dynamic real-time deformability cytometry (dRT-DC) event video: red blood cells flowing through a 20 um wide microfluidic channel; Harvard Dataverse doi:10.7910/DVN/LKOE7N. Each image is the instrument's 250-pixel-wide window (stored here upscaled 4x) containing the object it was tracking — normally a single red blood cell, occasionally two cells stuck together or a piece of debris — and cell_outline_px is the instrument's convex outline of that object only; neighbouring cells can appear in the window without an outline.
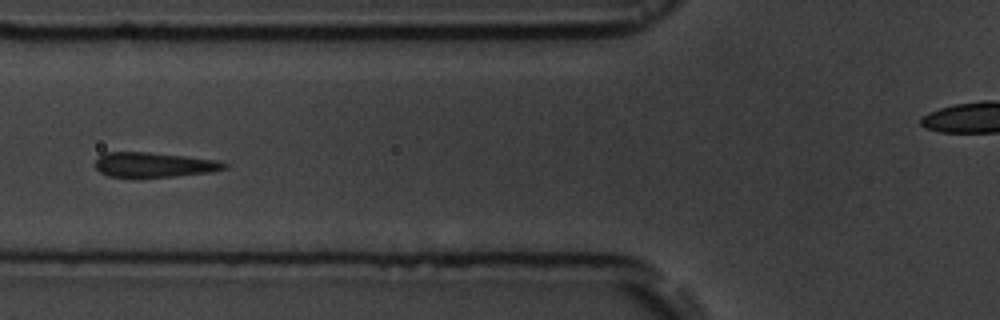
{"species": "common noctule bat (a hibernating species)", "species_latin": "Nyctalus noctula", "temperature_condition": "room temperature", "stored_images_in_passage": 16, "camera_frame_rate_fps": 3000, "um_per_image_px": 0.085, "animal": {"sex": "male", "body_mass_g": 19.5, "forearm_length_mm": 54.6}, "frame": {"image": 1, "passage_image": 5, "time_ms": 5.667, "image_size_px": [1000, 320], "cell_outline_px": [[228, 168], [212, 172], [176, 176], [108, 176], [100, 172], [96, 168], [96, 160], [104, 152], [148, 152], [188, 156], [216, 160], [228, 164]], "centroid_in_image_um": [13.14, 13.99], "position_along_channel_um": 112.7, "area_um2": 18.5}}
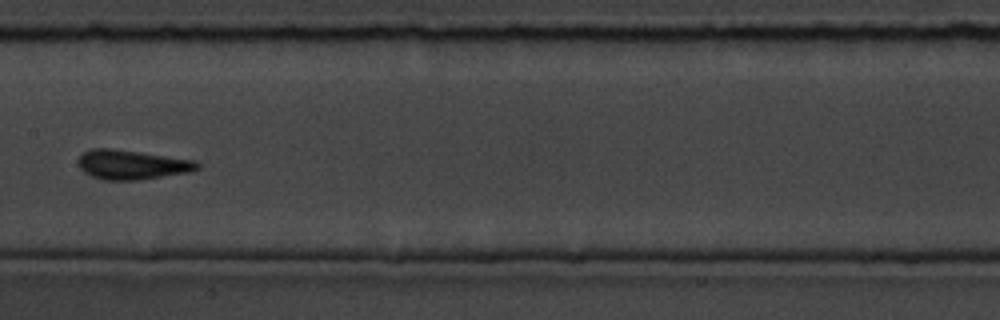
{"frame": {"image": 2, "passage_image": 7, "time_ms": 8.0, "image_size_px": [1000, 320], "cell_outline_px": [[200, 168], [192, 172], [136, 180], [104, 180], [92, 176], [84, 172], [80, 168], [76, 160], [84, 152], [92, 148], [112, 148], [196, 160], [200, 164]], "centroid_in_image_um": [11.22, 13.99], "position_along_channel_um": 196.2, "area_um2": 20.58}}
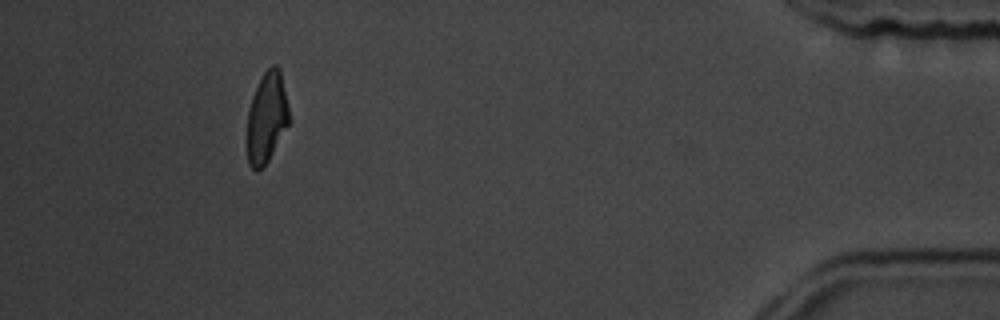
{"frame": {"image": 3, "passage_image": 16, "time_ms": 18.333, "image_size_px": [1000, 320], "cell_outline_px": [[292, 120], [268, 160], [256, 172], [248, 164], [248, 112], [252, 96], [264, 72], [272, 64], [276, 64], [280, 68]], "centroid_in_image_um": [22.72, 9.96], "position_along_channel_um": 412.5, "area_um2": 22.25}, "authors_computed_cell_mechanics": {"area_um2": 19.074, "velocity_mm_per_s": 3.5791, "shape_relaxation_time_tau1_ms": 4.9026, "shape_relaxation_time_tau2_ms": null, "deformation_change_tau1": 0.1591, "deformation_change_tau2": null}}